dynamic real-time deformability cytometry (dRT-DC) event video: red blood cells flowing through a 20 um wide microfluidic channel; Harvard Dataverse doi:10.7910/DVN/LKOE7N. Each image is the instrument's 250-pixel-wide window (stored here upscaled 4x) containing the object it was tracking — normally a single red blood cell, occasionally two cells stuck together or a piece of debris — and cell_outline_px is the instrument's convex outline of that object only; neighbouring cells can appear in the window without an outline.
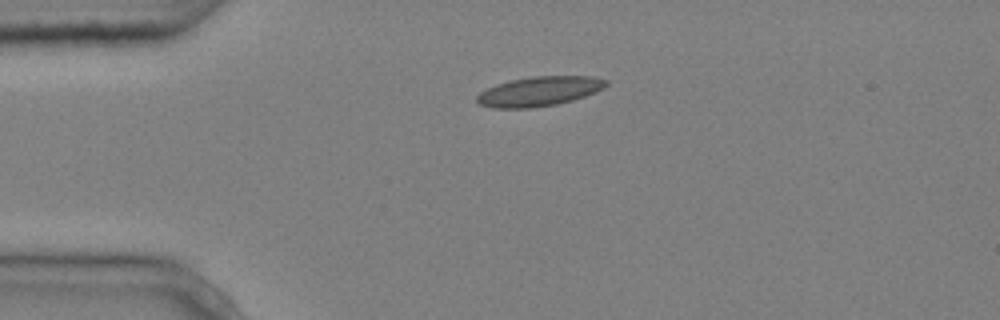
{"species": "common noctule bat (a hibernating species)", "species_latin": "Nyctalus noctula", "temperature_condition": "cold", "stored_images_in_passage": 2, "camera_frame_rate_fps": 3000, "um_per_image_px": 0.085, "animal": {"sex": "male", "body_mass_g": 20.4}, "frame": {"image": 1, "passage_image": 1, "time_ms": 0.0, "image_size_px": [1000, 320], "cell_outline_px": [[608, 84], [604, 88], [596, 92], [572, 100], [556, 104], [532, 108], [492, 108], [480, 104], [476, 100], [476, 96], [480, 92], [496, 84], [512, 80], [532, 76], [592, 76], [608, 80]], "centroid_in_image_um": [45.84, 7.76], "position_along_channel_um": 39.2, "area_um2": 22.25}}